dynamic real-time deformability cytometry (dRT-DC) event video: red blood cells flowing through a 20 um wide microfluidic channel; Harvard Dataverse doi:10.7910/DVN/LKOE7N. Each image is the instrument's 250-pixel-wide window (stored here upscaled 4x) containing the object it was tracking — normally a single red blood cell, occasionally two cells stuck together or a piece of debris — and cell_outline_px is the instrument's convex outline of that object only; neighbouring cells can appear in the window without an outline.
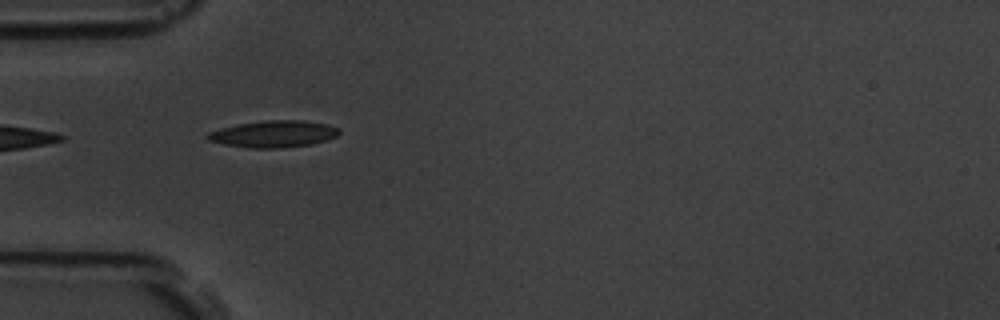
{"species": "common noctule bat (a hibernating species)", "species_latin": "Nyctalus noctula", "temperature_condition": "room temperature", "stored_images_in_passage": 37, "camera_frame_rate_fps": 3000, "um_per_image_px": 0.085, "animal": {"sex": "male", "body_mass_g": 19.5, "forearm_length_mm": 54.6}, "frame": {"image": 1, "passage_image": 1, "time_ms": 0.0, "image_size_px": [1000, 320], "cell_outline_px": [[340, 132], [336, 136], [312, 144], [284, 148], [248, 148], [224, 144], [208, 140], [204, 136], [208, 132], [220, 128], [240, 124], [268, 120], [304, 120], [328, 124], [340, 128]], "centroid_in_image_um": [23.26, 11.39], "position_along_channel_um": 61.7, "area_um2": 20.58}}
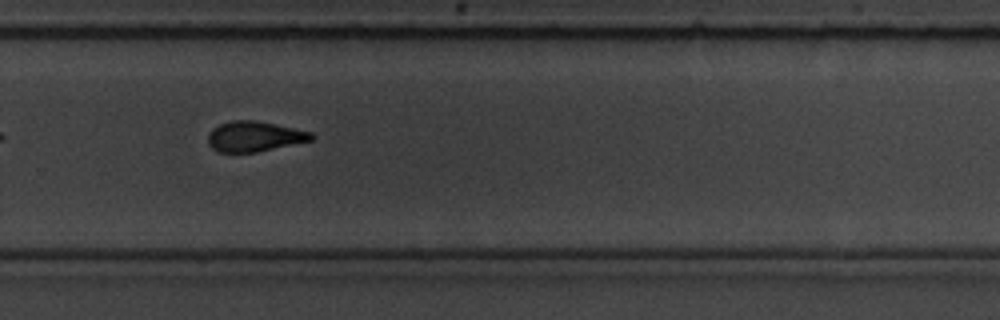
{"frame": {"image": 2, "passage_image": 22, "time_ms": 7.0, "image_size_px": [1000, 320], "cell_outline_px": [[312, 140], [256, 152], [216, 152], [208, 144], [208, 136], [212, 128], [220, 124], [232, 120], [256, 120], [312, 132]], "centroid_in_image_um": [21.58, 11.59], "position_along_channel_um": 308.2, "area_um2": 18.09}, "authors_computed_cell_mechanics": {"area_um2": 19.1318, "velocity_mm_per_s": 3.5532, "shape_relaxation_time_tau1_ms": 5.9462, "shape_relaxation_time_tau2_ms": 3.5419, "deformation_change_tau1": 0.1493, "deformation_change_tau2": 0.1099}}